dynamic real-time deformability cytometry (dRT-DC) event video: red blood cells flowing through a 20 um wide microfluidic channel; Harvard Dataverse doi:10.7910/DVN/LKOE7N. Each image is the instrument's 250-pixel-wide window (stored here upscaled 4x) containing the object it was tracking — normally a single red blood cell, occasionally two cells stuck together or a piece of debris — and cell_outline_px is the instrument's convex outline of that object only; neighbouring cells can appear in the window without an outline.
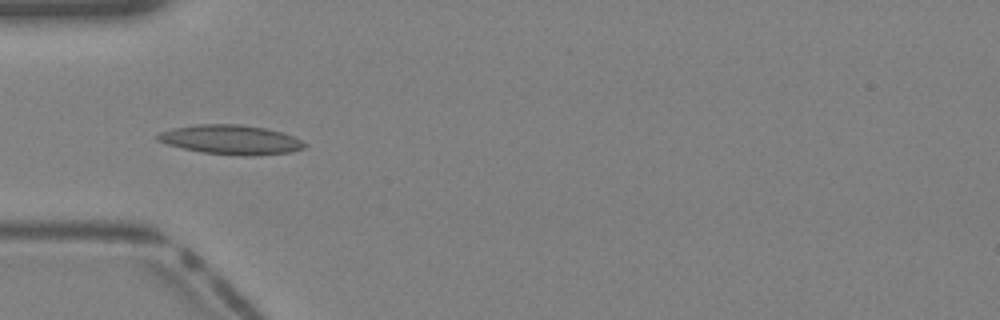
{"species": "Egyptian fruit bat (a non-hibernating species)", "species_latin": "Rousettus aegyptiacus", "temperature_condition": "warm", "stored_images_in_passage": 11, "camera_frame_rate_fps": 3000, "um_per_image_px": 0.085, "animal": {"sex": "female"}, "frame": {"image": 1, "passage_image": 1, "time_ms": 0.0, "image_size_px": [1000, 320], "cell_outline_px": [[308, 144], [304, 148], [292, 152], [256, 156], [240, 156], [200, 152], [168, 144], [156, 140], [156, 136], [160, 132], [172, 128], [196, 124], [240, 124], [268, 128], [292, 136]], "centroid_in_image_um": [19.64, 11.88], "position_along_channel_um": 65.4, "area_um2": 25.37}}
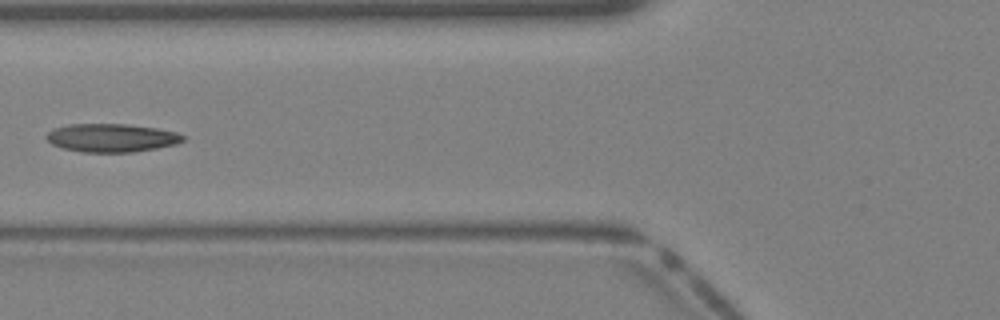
{"frame": {"image": 2, "passage_image": 4, "time_ms": 1.0, "image_size_px": [1000, 320], "cell_outline_px": [[184, 140], [176, 144], [156, 148], [132, 152], [80, 152], [64, 148], [52, 144], [44, 136], [48, 132], [56, 128], [68, 124], [128, 124], [156, 128], [176, 132], [184, 136]], "centroid_in_image_um": [9.47, 11.71], "position_along_channel_um": 116.3, "area_um2": 22.43}}